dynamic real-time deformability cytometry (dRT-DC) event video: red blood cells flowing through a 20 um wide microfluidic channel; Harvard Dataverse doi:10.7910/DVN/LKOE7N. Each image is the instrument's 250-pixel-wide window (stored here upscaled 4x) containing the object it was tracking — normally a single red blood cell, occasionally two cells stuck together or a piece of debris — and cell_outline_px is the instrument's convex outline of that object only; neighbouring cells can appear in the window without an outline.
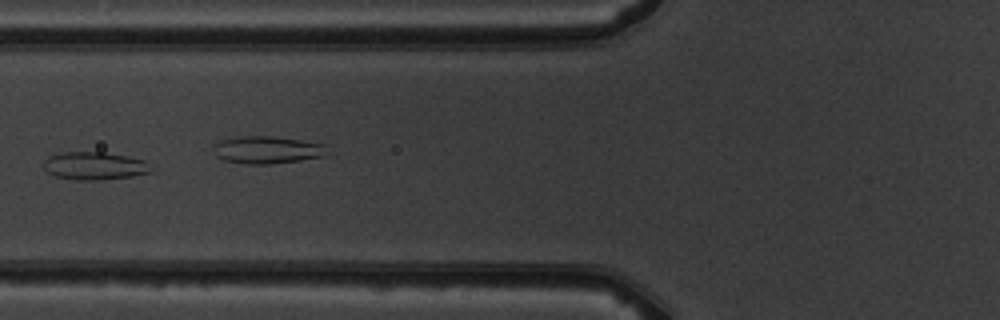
{"species": "common noctule bat (a hibernating species)", "species_latin": "Nyctalus noctula", "temperature_condition": "warm", "stored_images_in_passage": 10, "camera_frame_rate_fps": 3000, "um_per_image_px": 0.085, "animal": {"sex": "male", "body_mass_g": 19.5, "forearm_length_mm": 54.6}, "frame": {"image": 1, "passage_image": 7, "time_ms": 7.0, "image_size_px": [1000, 320], "cell_outline_px": [[156, 172], [132, 176], [100, 180], [76, 180], [56, 176], [48, 172], [44, 168], [44, 160], [48, 156], [60, 152], [104, 152], [128, 156], [144, 160], [156, 168]], "centroid_in_image_um": [8.11, 14.1], "position_along_channel_um": 117.7, "area_um2": 17.8}}
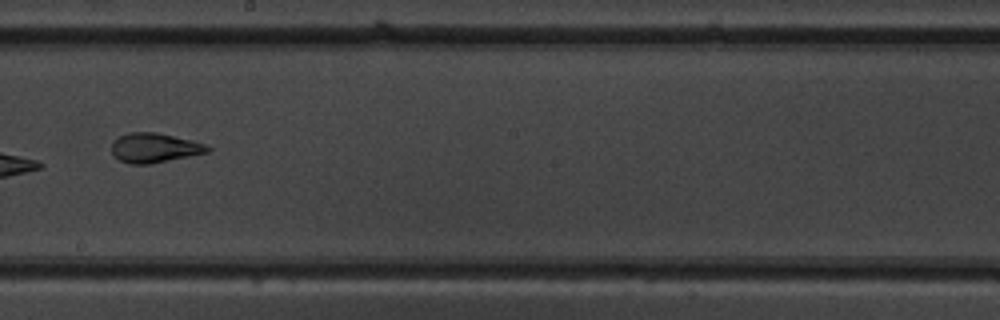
{"frame": {"image": 2, "passage_image": 10, "time_ms": 10.333, "image_size_px": [1000, 320], "cell_outline_px": [[212, 148], [208, 152], [152, 164], [128, 164], [112, 156], [112, 140], [128, 132], [156, 132], [192, 140], [204, 144]], "centroid_in_image_um": [13.1, 12.57], "position_along_channel_um": 235.1, "area_um2": 16.65}}